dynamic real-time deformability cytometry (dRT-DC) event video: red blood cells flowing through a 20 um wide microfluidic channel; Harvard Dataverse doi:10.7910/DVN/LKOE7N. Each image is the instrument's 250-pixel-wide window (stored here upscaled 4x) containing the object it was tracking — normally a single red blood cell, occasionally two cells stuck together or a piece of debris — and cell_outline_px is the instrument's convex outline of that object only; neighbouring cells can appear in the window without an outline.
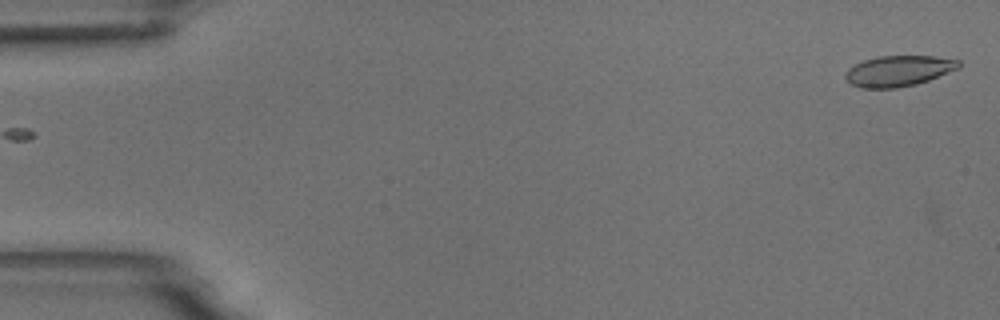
{"species": "common noctule bat (a hibernating species)", "species_latin": "Nyctalus noctula", "temperature_condition": "room temperature", "stored_images_in_passage": 4, "camera_frame_rate_fps": 3000, "um_per_image_px": 0.085, "animal": {"sex": "male", "body_mass_g": 18.8}, "frame": {"image": 1, "passage_image": 1, "time_ms": 0.0, "image_size_px": [1000, 320], "cell_outline_px": [[960, 68], [928, 80], [916, 84], [896, 88], [860, 88], [852, 84], [844, 76], [848, 68], [864, 60], [876, 56], [932, 56], [960, 60]], "centroid_in_image_um": [76.38, 6.02], "position_along_channel_um": 8.6, "area_um2": 20.23}}